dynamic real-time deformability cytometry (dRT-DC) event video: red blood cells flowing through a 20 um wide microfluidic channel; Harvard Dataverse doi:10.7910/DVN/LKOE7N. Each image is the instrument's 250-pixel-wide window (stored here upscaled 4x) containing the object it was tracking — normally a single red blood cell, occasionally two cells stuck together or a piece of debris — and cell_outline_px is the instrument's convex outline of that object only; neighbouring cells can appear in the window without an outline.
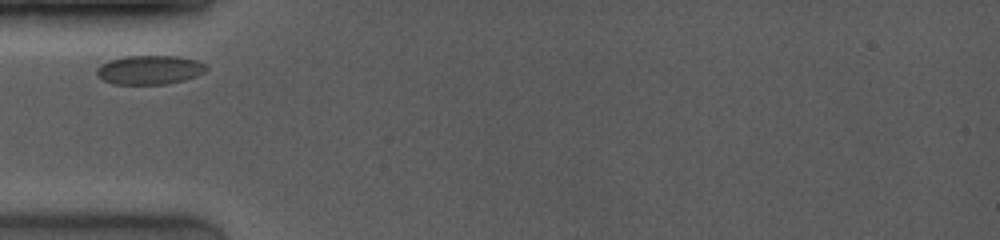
{"species": "common noctule bat (a hibernating species)", "species_latin": "Nyctalus noctula", "temperature_condition": "room temperature", "stored_images_in_passage": 40, "camera_frame_rate_fps": 4000, "um_per_image_px": 0.085, "animal": {"sex": "female", "body_mass_g": 19.0, "forearm_length_mm": 53.3}, "frame": {"image": 1, "passage_image": 1, "time_ms": 0.0, "image_size_px": [1000, 240], "cell_outline_px": [[208, 68], [204, 72], [196, 76], [184, 80], [168, 84], [116, 84], [104, 80], [96, 76], [96, 68], [100, 64], [108, 60], [124, 56], [180, 56], [196, 60], [208, 64]], "centroid_in_image_um": [12.72, 5.93], "position_along_channel_um": 72.3, "area_um2": 18.79}}
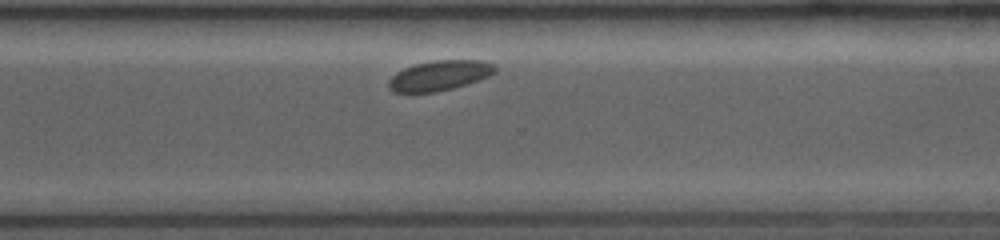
{"frame": {"image": 2, "passage_image": 33, "time_ms": 7.0, "image_size_px": [1000, 240], "cell_outline_px": [[496, 72], [488, 76], [452, 88], [436, 92], [392, 92], [388, 88], [388, 80], [396, 72], [404, 68], [416, 64], [436, 60], [480, 60], [492, 64], [496, 68]], "centroid_in_image_um": [37.31, 6.42], "position_along_channel_um": 333.3, "area_um2": 18.38}}
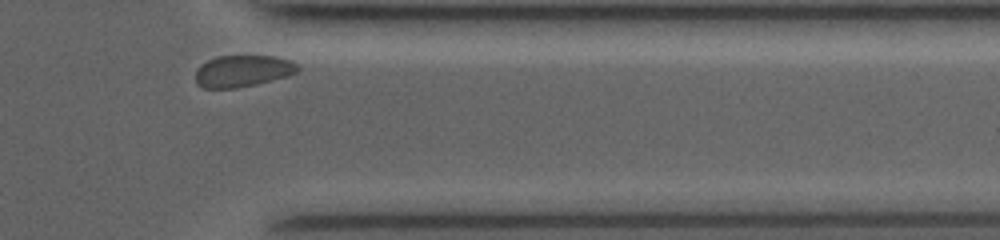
{"frame": {"image": 3, "passage_image": 38, "time_ms": 8.5, "image_size_px": [1000, 240], "cell_outline_px": [[300, 68], [296, 72], [288, 76], [256, 84], [236, 88], [204, 88], [196, 84], [196, 72], [200, 64], [208, 60], [220, 56], [276, 56], [292, 60]], "centroid_in_image_um": [20.64, 6.03], "position_along_channel_um": 390.8, "area_um2": 18.9}}